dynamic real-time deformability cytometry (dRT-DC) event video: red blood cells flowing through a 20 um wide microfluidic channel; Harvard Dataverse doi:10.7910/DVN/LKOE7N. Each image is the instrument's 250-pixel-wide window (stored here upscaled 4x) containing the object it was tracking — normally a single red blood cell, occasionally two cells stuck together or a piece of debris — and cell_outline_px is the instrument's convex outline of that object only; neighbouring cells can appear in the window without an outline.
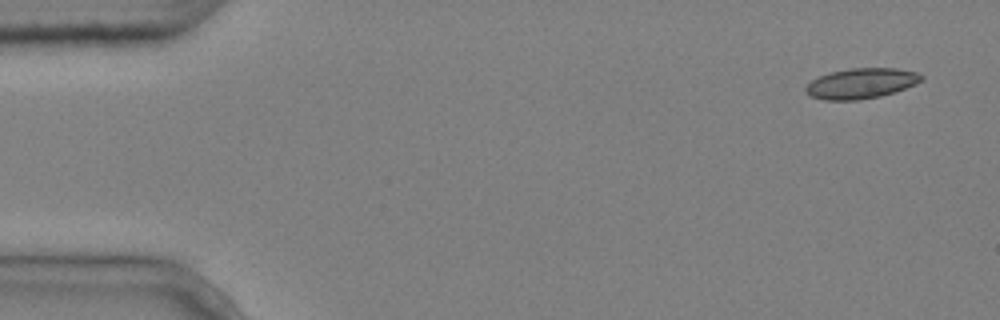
{"species": "common noctule bat (a hibernating species)", "species_latin": "Nyctalus noctula", "temperature_condition": "cold", "stored_images_in_passage": 7, "camera_frame_rate_fps": 3000, "um_per_image_px": 0.085, "animal": {"sex": "male", "body_mass_g": 20.4}, "frame": {"image": 1, "passage_image": 1, "time_ms": 0.0, "image_size_px": [1000, 320], "cell_outline_px": [[924, 80], [916, 84], [896, 92], [880, 96], [860, 100], [824, 100], [812, 96], [804, 88], [812, 80], [820, 76], [832, 72], [852, 68], [896, 68], [916, 72], [924, 76]], "centroid_in_image_um": [73.26, 7.09], "position_along_channel_um": 11.7, "area_um2": 20.4}}
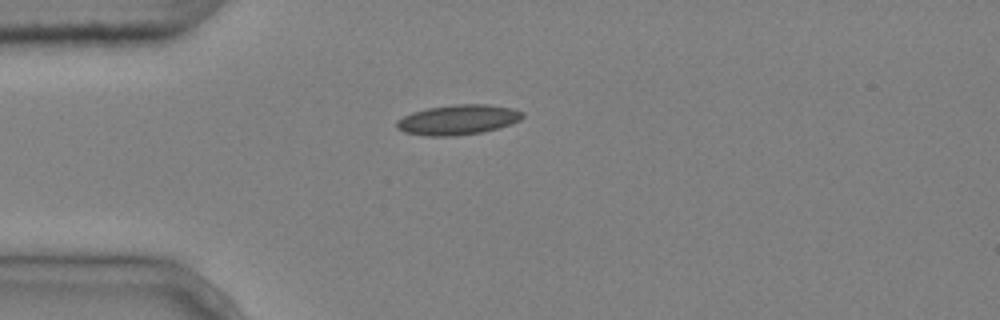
{"frame": {"image": 2, "passage_image": 4, "time_ms": 1.0, "image_size_px": [1000, 320], "cell_outline_px": [[524, 116], [520, 120], [512, 124], [480, 132], [456, 136], [428, 136], [404, 132], [396, 128], [396, 120], [412, 112], [428, 108], [456, 104], [488, 104], [512, 108], [524, 112]], "centroid_in_image_um": [38.93, 10.17], "position_along_channel_um": 46.1, "area_um2": 22.02}}